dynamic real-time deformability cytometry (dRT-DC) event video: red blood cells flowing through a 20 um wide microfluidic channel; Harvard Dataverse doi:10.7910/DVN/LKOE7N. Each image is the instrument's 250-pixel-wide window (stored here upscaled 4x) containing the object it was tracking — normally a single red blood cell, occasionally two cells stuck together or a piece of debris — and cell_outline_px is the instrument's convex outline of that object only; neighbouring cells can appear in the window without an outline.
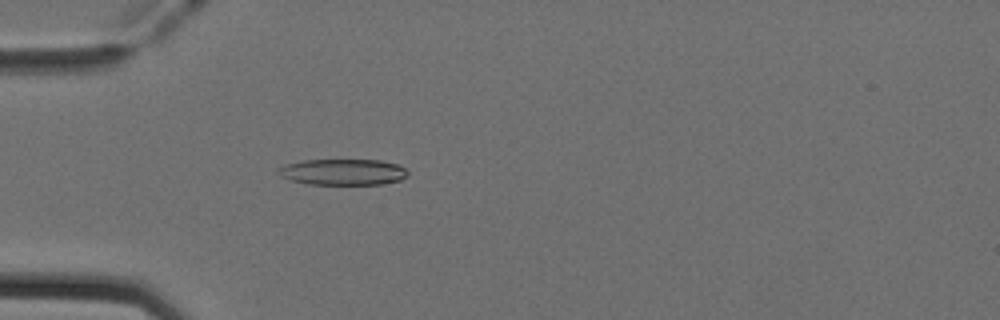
{"species": "Egyptian fruit bat (a non-hibernating species)", "species_latin": "Rousettus aegyptiacus", "temperature_condition": "cold", "stored_images_in_passage": 42, "camera_frame_rate_fps": 3000, "um_per_image_px": 0.085, "animal": {"sex": "female"}, "frame": {"image": 1, "passage_image": 6, "time_ms": 1.667, "image_size_px": [1000, 320], "cell_outline_px": [[408, 176], [400, 180], [380, 184], [308, 184], [292, 180], [280, 176], [276, 172], [276, 168], [284, 164], [304, 160], [380, 160], [400, 164], [408, 172]], "centroid_in_image_um": [29.13, 14.61], "position_along_channel_um": 55.9, "area_um2": 19.83}}
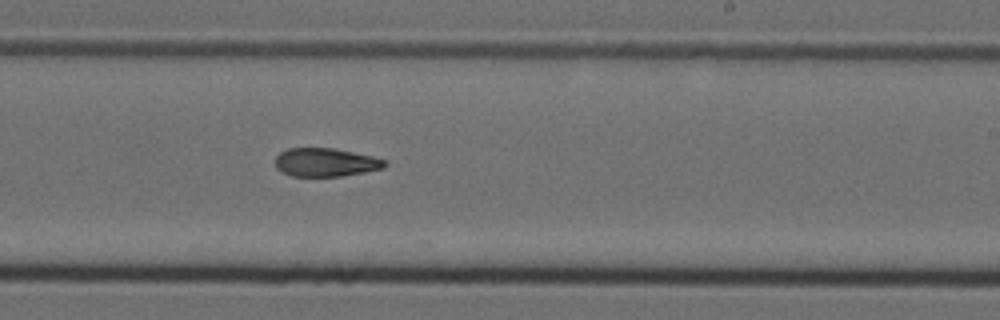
{"frame": {"image": 2, "passage_image": 22, "time_ms": 7.0, "image_size_px": [1000, 320], "cell_outline_px": [[388, 164], [384, 168], [364, 172], [340, 176], [292, 176], [276, 168], [276, 156], [280, 152], [288, 148], [332, 148], [372, 156], [384, 160]], "centroid_in_image_um": [27.67, 13.8], "position_along_channel_um": 261.3, "area_um2": 17.98}}
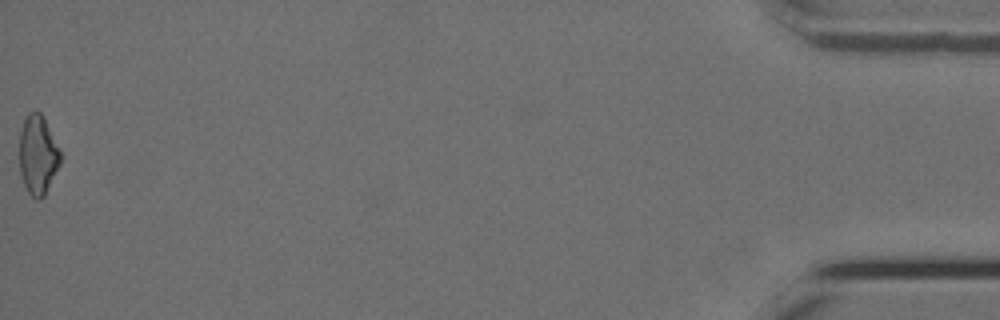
{"frame": {"image": 3, "passage_image": 42, "time_ms": 13.667, "image_size_px": [1000, 320], "cell_outline_px": [[60, 164], [44, 196], [40, 200], [36, 200], [28, 192], [24, 184], [20, 172], [20, 132], [24, 120], [28, 112], [36, 108], [40, 112], [60, 152]], "centroid_in_image_um": [3.2, 13.17], "position_along_channel_um": 432.0, "area_um2": 18.61}, "authors_computed_cell_mechanics": {"area_um2": 19.1029, "velocity_mm_per_s": 3.9815, "shape_relaxation_time_tau1_ms": null, "shape_relaxation_time_tau2_ms": 6.606, "deformation_change_tau1": null, "deformation_change_tau2": 0.1652}}